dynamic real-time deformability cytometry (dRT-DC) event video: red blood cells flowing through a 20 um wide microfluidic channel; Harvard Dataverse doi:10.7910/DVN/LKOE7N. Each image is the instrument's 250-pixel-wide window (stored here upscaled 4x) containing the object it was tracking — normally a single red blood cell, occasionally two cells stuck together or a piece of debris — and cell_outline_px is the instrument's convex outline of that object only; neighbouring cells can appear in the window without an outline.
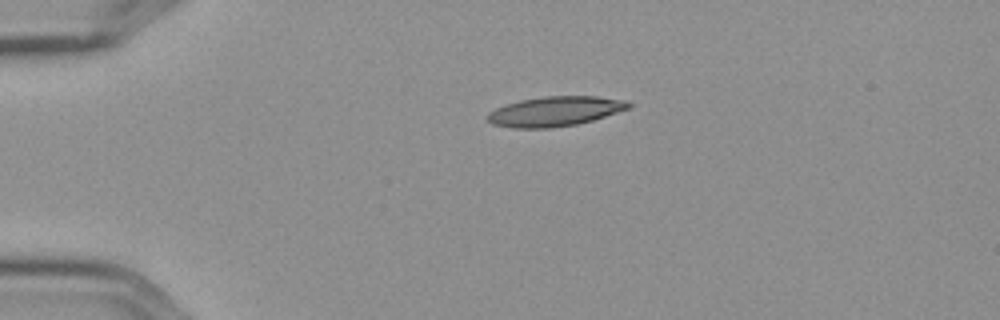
{"species": "Egyptian fruit bat (a non-hibernating species)", "species_latin": "Rousettus aegyptiacus", "temperature_condition": "cold", "stored_images_in_passage": 2, "camera_frame_rate_fps": 3000, "um_per_image_px": 0.085, "frame": {"image": 1, "passage_image": 1, "time_ms": 0.0, "image_size_px": [1000, 320], "cell_outline_px": [[632, 108], [592, 120], [576, 124], [552, 128], [516, 128], [492, 124], [488, 120], [488, 112], [496, 108], [520, 100], [544, 96], [596, 96], [628, 100], [632, 104]], "centroid_in_image_um": [47.23, 9.46], "position_along_channel_um": 37.8, "area_um2": 24.51}}